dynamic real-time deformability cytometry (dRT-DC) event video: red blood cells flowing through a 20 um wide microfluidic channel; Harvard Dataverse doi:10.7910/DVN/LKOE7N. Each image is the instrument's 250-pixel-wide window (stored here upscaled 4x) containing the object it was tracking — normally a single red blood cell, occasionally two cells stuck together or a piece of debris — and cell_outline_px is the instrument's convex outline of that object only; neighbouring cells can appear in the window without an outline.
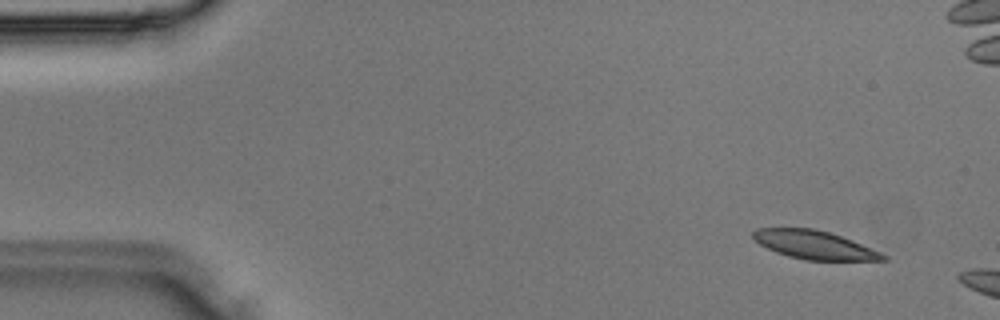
{"species": "Egyptian fruit bat (a non-hibernating species)", "species_latin": "Rousettus aegyptiacus", "temperature_condition": "room temperature", "stored_images_in_passage": 7, "camera_frame_rate_fps": 3000, "um_per_image_px": 0.085, "animal": {"sex": "male"}, "frame": {"image": 1, "passage_image": 3, "time_ms": 0.667, "image_size_px": [1000, 320], "cell_outline_px": [[888, 260], [808, 260], [788, 256], [776, 252], [760, 244], [752, 236], [752, 232], [756, 228], [812, 228], [828, 232], [852, 240], [880, 252], [888, 256]], "centroid_in_image_um": [69.21, 20.81], "position_along_channel_um": 15.8, "area_um2": 21.27}}